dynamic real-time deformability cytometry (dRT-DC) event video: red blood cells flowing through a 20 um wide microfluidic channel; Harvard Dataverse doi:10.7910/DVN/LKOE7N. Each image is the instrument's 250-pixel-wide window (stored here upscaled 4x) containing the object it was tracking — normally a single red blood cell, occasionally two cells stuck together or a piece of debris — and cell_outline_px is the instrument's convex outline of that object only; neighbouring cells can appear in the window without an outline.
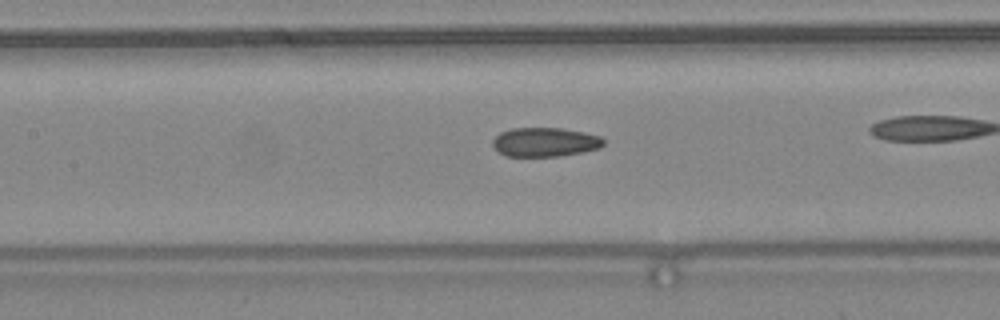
{"species": "common noctule bat (a hibernating species)", "species_latin": "Nyctalus noctula", "temperature_condition": "warm", "stored_images_in_passage": 27, "camera_frame_rate_fps": 3000, "um_per_image_px": 0.085, "animal": {"sex": "female", "body_mass_g": 24.6, "forearm_length_mm": 56.2}, "frame": {"image": 1, "passage_image": 12, "time_ms": 3.667, "image_size_px": [1000, 320], "cell_outline_px": [[604, 144], [600, 148], [584, 152], [560, 156], [504, 156], [492, 144], [492, 140], [500, 132], [512, 128], [560, 128], [584, 132], [600, 136], [604, 140]], "centroid_in_image_um": [46.34, 12.08], "position_along_channel_um": 161.1, "area_um2": 18.84}}
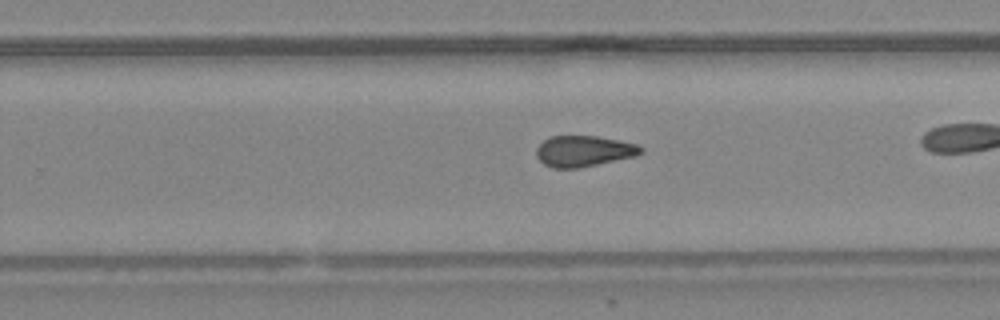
{"frame": {"image": 2, "passage_image": 20, "time_ms": 6.333, "image_size_px": [1000, 320], "cell_outline_px": [[644, 152], [636, 156], [580, 168], [552, 168], [544, 164], [536, 156], [536, 148], [544, 140], [552, 136], [596, 136], [620, 140], [636, 144], [644, 148]], "centroid_in_image_um": [49.64, 12.85], "position_along_channel_um": 280.2, "area_um2": 18.96}}